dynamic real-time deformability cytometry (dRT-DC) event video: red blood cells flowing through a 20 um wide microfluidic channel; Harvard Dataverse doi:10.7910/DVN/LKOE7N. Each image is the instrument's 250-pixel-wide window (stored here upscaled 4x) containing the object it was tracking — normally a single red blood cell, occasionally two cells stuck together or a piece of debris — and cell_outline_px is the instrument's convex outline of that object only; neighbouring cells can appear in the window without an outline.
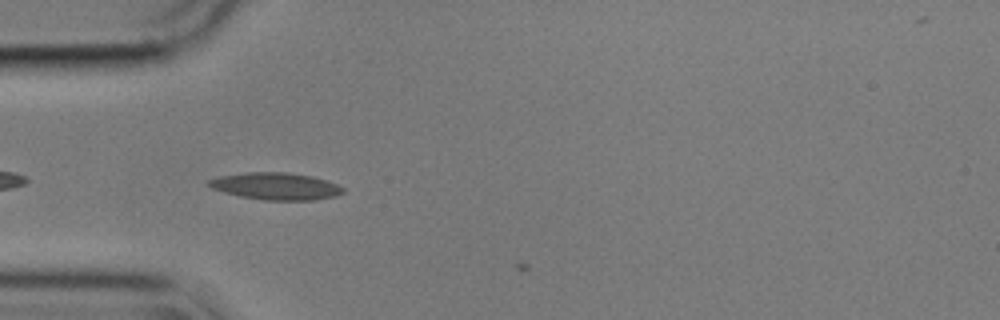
{"species": "common noctule bat (a hibernating species)", "species_latin": "Nyctalus noctula", "temperature_condition": "cold", "stored_images_in_passage": 4, "camera_frame_rate_fps": 3000, "um_per_image_px": 0.085, "animal": {"sex": "male", "body_mass_g": 17.9}, "frame": {"image": 1, "passage_image": 3, "time_ms": 0.667, "image_size_px": [1000, 320], "cell_outline_px": [[344, 192], [336, 196], [316, 200], [264, 200], [240, 196], [224, 192], [212, 188], [208, 184], [208, 180], [220, 176], [248, 172], [288, 172], [312, 176], [336, 184], [344, 188]], "centroid_in_image_um": [23.46, 15.83], "position_along_channel_um": 61.5, "area_um2": 21.1}}